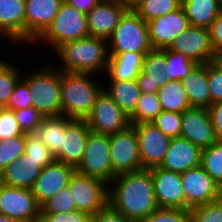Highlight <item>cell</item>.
Wrapping results in <instances>:
<instances>
[{"instance_id": "8d00e7d4", "label": "cell", "mask_w": 222, "mask_h": 222, "mask_svg": "<svg viewBox=\"0 0 222 222\" xmlns=\"http://www.w3.org/2000/svg\"><path fill=\"white\" fill-rule=\"evenodd\" d=\"M26 134L0 141V172L25 151Z\"/></svg>"}, {"instance_id": "e0dca14e", "label": "cell", "mask_w": 222, "mask_h": 222, "mask_svg": "<svg viewBox=\"0 0 222 222\" xmlns=\"http://www.w3.org/2000/svg\"><path fill=\"white\" fill-rule=\"evenodd\" d=\"M64 0H25V43L32 44L52 23Z\"/></svg>"}, {"instance_id": "f907efd6", "label": "cell", "mask_w": 222, "mask_h": 222, "mask_svg": "<svg viewBox=\"0 0 222 222\" xmlns=\"http://www.w3.org/2000/svg\"><path fill=\"white\" fill-rule=\"evenodd\" d=\"M217 142H222V101L213 103L208 108Z\"/></svg>"}, {"instance_id": "ffe728a7", "label": "cell", "mask_w": 222, "mask_h": 222, "mask_svg": "<svg viewBox=\"0 0 222 222\" xmlns=\"http://www.w3.org/2000/svg\"><path fill=\"white\" fill-rule=\"evenodd\" d=\"M128 9L114 0L101 1L86 14L89 35L108 40Z\"/></svg>"}, {"instance_id": "52a82bcc", "label": "cell", "mask_w": 222, "mask_h": 222, "mask_svg": "<svg viewBox=\"0 0 222 222\" xmlns=\"http://www.w3.org/2000/svg\"><path fill=\"white\" fill-rule=\"evenodd\" d=\"M76 210L94 216L108 205V184L75 170L68 184Z\"/></svg>"}, {"instance_id": "f35d334b", "label": "cell", "mask_w": 222, "mask_h": 222, "mask_svg": "<svg viewBox=\"0 0 222 222\" xmlns=\"http://www.w3.org/2000/svg\"><path fill=\"white\" fill-rule=\"evenodd\" d=\"M76 210V205L69 187L61 189L41 206V213H69Z\"/></svg>"}, {"instance_id": "30bf717a", "label": "cell", "mask_w": 222, "mask_h": 222, "mask_svg": "<svg viewBox=\"0 0 222 222\" xmlns=\"http://www.w3.org/2000/svg\"><path fill=\"white\" fill-rule=\"evenodd\" d=\"M85 120L92 132L109 136L131 125L129 116L104 89L98 95L91 114Z\"/></svg>"}, {"instance_id": "f6af8a7d", "label": "cell", "mask_w": 222, "mask_h": 222, "mask_svg": "<svg viewBox=\"0 0 222 222\" xmlns=\"http://www.w3.org/2000/svg\"><path fill=\"white\" fill-rule=\"evenodd\" d=\"M31 98L32 96L30 94L28 84L21 78L16 83L15 89L5 107L13 111L31 107Z\"/></svg>"}, {"instance_id": "1f68e13d", "label": "cell", "mask_w": 222, "mask_h": 222, "mask_svg": "<svg viewBox=\"0 0 222 222\" xmlns=\"http://www.w3.org/2000/svg\"><path fill=\"white\" fill-rule=\"evenodd\" d=\"M182 5V0H138L132 9L145 21L175 11Z\"/></svg>"}, {"instance_id": "db71d44e", "label": "cell", "mask_w": 222, "mask_h": 222, "mask_svg": "<svg viewBox=\"0 0 222 222\" xmlns=\"http://www.w3.org/2000/svg\"><path fill=\"white\" fill-rule=\"evenodd\" d=\"M114 1L123 4L128 8H132L138 2V0H114Z\"/></svg>"}, {"instance_id": "ee69618b", "label": "cell", "mask_w": 222, "mask_h": 222, "mask_svg": "<svg viewBox=\"0 0 222 222\" xmlns=\"http://www.w3.org/2000/svg\"><path fill=\"white\" fill-rule=\"evenodd\" d=\"M18 125L24 134H32L40 125L43 116L33 106L14 110Z\"/></svg>"}, {"instance_id": "8992f818", "label": "cell", "mask_w": 222, "mask_h": 222, "mask_svg": "<svg viewBox=\"0 0 222 222\" xmlns=\"http://www.w3.org/2000/svg\"><path fill=\"white\" fill-rule=\"evenodd\" d=\"M87 16L65 1L47 29L34 41L50 45L52 51L65 42L88 37Z\"/></svg>"}, {"instance_id": "e575fe53", "label": "cell", "mask_w": 222, "mask_h": 222, "mask_svg": "<svg viewBox=\"0 0 222 222\" xmlns=\"http://www.w3.org/2000/svg\"><path fill=\"white\" fill-rule=\"evenodd\" d=\"M165 74L170 80H184L186 76L197 65L189 60L184 54L171 51L166 48Z\"/></svg>"}, {"instance_id": "7dc6e473", "label": "cell", "mask_w": 222, "mask_h": 222, "mask_svg": "<svg viewBox=\"0 0 222 222\" xmlns=\"http://www.w3.org/2000/svg\"><path fill=\"white\" fill-rule=\"evenodd\" d=\"M92 216L78 210L69 213H40L39 222H91Z\"/></svg>"}, {"instance_id": "f1b7e54d", "label": "cell", "mask_w": 222, "mask_h": 222, "mask_svg": "<svg viewBox=\"0 0 222 222\" xmlns=\"http://www.w3.org/2000/svg\"><path fill=\"white\" fill-rule=\"evenodd\" d=\"M181 6L189 24L203 28H209L222 12L220 0H182Z\"/></svg>"}, {"instance_id": "d4e9b609", "label": "cell", "mask_w": 222, "mask_h": 222, "mask_svg": "<svg viewBox=\"0 0 222 222\" xmlns=\"http://www.w3.org/2000/svg\"><path fill=\"white\" fill-rule=\"evenodd\" d=\"M45 166L42 161H33L26 154H23L0 172V183L7 186L32 189Z\"/></svg>"}, {"instance_id": "7402d4cb", "label": "cell", "mask_w": 222, "mask_h": 222, "mask_svg": "<svg viewBox=\"0 0 222 222\" xmlns=\"http://www.w3.org/2000/svg\"><path fill=\"white\" fill-rule=\"evenodd\" d=\"M202 149L182 137L171 138L167 153L159 166L182 174L201 165Z\"/></svg>"}, {"instance_id": "11a10c76", "label": "cell", "mask_w": 222, "mask_h": 222, "mask_svg": "<svg viewBox=\"0 0 222 222\" xmlns=\"http://www.w3.org/2000/svg\"><path fill=\"white\" fill-rule=\"evenodd\" d=\"M0 222H19V221L14 220L11 217L6 216L4 214H0Z\"/></svg>"}, {"instance_id": "8fae6325", "label": "cell", "mask_w": 222, "mask_h": 222, "mask_svg": "<svg viewBox=\"0 0 222 222\" xmlns=\"http://www.w3.org/2000/svg\"><path fill=\"white\" fill-rule=\"evenodd\" d=\"M41 206L31 189L0 183V214L19 222H39Z\"/></svg>"}, {"instance_id": "816d5d0a", "label": "cell", "mask_w": 222, "mask_h": 222, "mask_svg": "<svg viewBox=\"0 0 222 222\" xmlns=\"http://www.w3.org/2000/svg\"><path fill=\"white\" fill-rule=\"evenodd\" d=\"M70 6L75 7L85 15L91 11L101 0H64Z\"/></svg>"}, {"instance_id": "484cf974", "label": "cell", "mask_w": 222, "mask_h": 222, "mask_svg": "<svg viewBox=\"0 0 222 222\" xmlns=\"http://www.w3.org/2000/svg\"><path fill=\"white\" fill-rule=\"evenodd\" d=\"M106 74L109 80H136L142 70L145 54L140 52H124L108 54Z\"/></svg>"}, {"instance_id": "44dd1931", "label": "cell", "mask_w": 222, "mask_h": 222, "mask_svg": "<svg viewBox=\"0 0 222 222\" xmlns=\"http://www.w3.org/2000/svg\"><path fill=\"white\" fill-rule=\"evenodd\" d=\"M90 132L86 120L74 119L66 127L62 149L55 155V160L76 169L82 162Z\"/></svg>"}, {"instance_id": "d6986e66", "label": "cell", "mask_w": 222, "mask_h": 222, "mask_svg": "<svg viewBox=\"0 0 222 222\" xmlns=\"http://www.w3.org/2000/svg\"><path fill=\"white\" fill-rule=\"evenodd\" d=\"M149 170L153 178L158 206L185 209V195L181 175L160 167H154Z\"/></svg>"}, {"instance_id": "6da1fadb", "label": "cell", "mask_w": 222, "mask_h": 222, "mask_svg": "<svg viewBox=\"0 0 222 222\" xmlns=\"http://www.w3.org/2000/svg\"><path fill=\"white\" fill-rule=\"evenodd\" d=\"M108 186V205L133 222H141L159 207L148 169L116 175Z\"/></svg>"}, {"instance_id": "603a6c76", "label": "cell", "mask_w": 222, "mask_h": 222, "mask_svg": "<svg viewBox=\"0 0 222 222\" xmlns=\"http://www.w3.org/2000/svg\"><path fill=\"white\" fill-rule=\"evenodd\" d=\"M166 48L152 49L144 55L142 70L137 77L142 93L157 94L169 80L165 74Z\"/></svg>"}, {"instance_id": "5b68a950", "label": "cell", "mask_w": 222, "mask_h": 222, "mask_svg": "<svg viewBox=\"0 0 222 222\" xmlns=\"http://www.w3.org/2000/svg\"><path fill=\"white\" fill-rule=\"evenodd\" d=\"M107 46L108 54L124 52L146 54L153 49L149 41L147 22L129 8L107 40Z\"/></svg>"}, {"instance_id": "5bb4252c", "label": "cell", "mask_w": 222, "mask_h": 222, "mask_svg": "<svg viewBox=\"0 0 222 222\" xmlns=\"http://www.w3.org/2000/svg\"><path fill=\"white\" fill-rule=\"evenodd\" d=\"M138 138L142 169L159 167L167 153L171 138L152 123L133 125Z\"/></svg>"}, {"instance_id": "f546056e", "label": "cell", "mask_w": 222, "mask_h": 222, "mask_svg": "<svg viewBox=\"0 0 222 222\" xmlns=\"http://www.w3.org/2000/svg\"><path fill=\"white\" fill-rule=\"evenodd\" d=\"M109 81V89L108 87H104L105 92L130 116L135 111L142 94L137 80Z\"/></svg>"}, {"instance_id": "836d02e7", "label": "cell", "mask_w": 222, "mask_h": 222, "mask_svg": "<svg viewBox=\"0 0 222 222\" xmlns=\"http://www.w3.org/2000/svg\"><path fill=\"white\" fill-rule=\"evenodd\" d=\"M200 166L222 188V142H215L202 149Z\"/></svg>"}, {"instance_id": "ba28073f", "label": "cell", "mask_w": 222, "mask_h": 222, "mask_svg": "<svg viewBox=\"0 0 222 222\" xmlns=\"http://www.w3.org/2000/svg\"><path fill=\"white\" fill-rule=\"evenodd\" d=\"M89 177L98 178L106 184L113 180V170L110 161L109 135L90 132L82 162L75 169Z\"/></svg>"}, {"instance_id": "7c38bea8", "label": "cell", "mask_w": 222, "mask_h": 222, "mask_svg": "<svg viewBox=\"0 0 222 222\" xmlns=\"http://www.w3.org/2000/svg\"><path fill=\"white\" fill-rule=\"evenodd\" d=\"M180 175L185 195V210L222 197L221 186L201 166L188 169Z\"/></svg>"}, {"instance_id": "d590c367", "label": "cell", "mask_w": 222, "mask_h": 222, "mask_svg": "<svg viewBox=\"0 0 222 222\" xmlns=\"http://www.w3.org/2000/svg\"><path fill=\"white\" fill-rule=\"evenodd\" d=\"M11 62L0 59V106L5 107L15 89L16 83L22 78L21 71ZM18 71V72H17Z\"/></svg>"}, {"instance_id": "7bdbcfd3", "label": "cell", "mask_w": 222, "mask_h": 222, "mask_svg": "<svg viewBox=\"0 0 222 222\" xmlns=\"http://www.w3.org/2000/svg\"><path fill=\"white\" fill-rule=\"evenodd\" d=\"M23 134L24 133L18 125L14 111L2 107L0 109V141L15 138Z\"/></svg>"}, {"instance_id": "60d3db41", "label": "cell", "mask_w": 222, "mask_h": 222, "mask_svg": "<svg viewBox=\"0 0 222 222\" xmlns=\"http://www.w3.org/2000/svg\"><path fill=\"white\" fill-rule=\"evenodd\" d=\"M24 154L33 161H42L46 166L55 161V156L48 147L33 133L26 134Z\"/></svg>"}, {"instance_id": "277c9868", "label": "cell", "mask_w": 222, "mask_h": 222, "mask_svg": "<svg viewBox=\"0 0 222 222\" xmlns=\"http://www.w3.org/2000/svg\"><path fill=\"white\" fill-rule=\"evenodd\" d=\"M41 68L22 76V79L28 84L32 96V106L43 117L60 116V70L56 68V64L55 66L48 64Z\"/></svg>"}, {"instance_id": "bcb514c9", "label": "cell", "mask_w": 222, "mask_h": 222, "mask_svg": "<svg viewBox=\"0 0 222 222\" xmlns=\"http://www.w3.org/2000/svg\"><path fill=\"white\" fill-rule=\"evenodd\" d=\"M207 79L212 103L222 101V71L212 62L207 63Z\"/></svg>"}, {"instance_id": "2e32d148", "label": "cell", "mask_w": 222, "mask_h": 222, "mask_svg": "<svg viewBox=\"0 0 222 222\" xmlns=\"http://www.w3.org/2000/svg\"><path fill=\"white\" fill-rule=\"evenodd\" d=\"M149 41L153 49L168 48L172 41L190 26L182 6L173 12L147 22Z\"/></svg>"}, {"instance_id": "4dcf8cb0", "label": "cell", "mask_w": 222, "mask_h": 222, "mask_svg": "<svg viewBox=\"0 0 222 222\" xmlns=\"http://www.w3.org/2000/svg\"><path fill=\"white\" fill-rule=\"evenodd\" d=\"M162 111L183 113L190 109L186 91L181 80H170L157 92Z\"/></svg>"}, {"instance_id": "9c48e42d", "label": "cell", "mask_w": 222, "mask_h": 222, "mask_svg": "<svg viewBox=\"0 0 222 222\" xmlns=\"http://www.w3.org/2000/svg\"><path fill=\"white\" fill-rule=\"evenodd\" d=\"M113 179L116 175L142 170L138 138L133 125L109 136Z\"/></svg>"}, {"instance_id": "3957f363", "label": "cell", "mask_w": 222, "mask_h": 222, "mask_svg": "<svg viewBox=\"0 0 222 222\" xmlns=\"http://www.w3.org/2000/svg\"><path fill=\"white\" fill-rule=\"evenodd\" d=\"M60 58L61 71L77 73H97L105 70L108 63L107 40L88 36L80 40L68 41L54 50Z\"/></svg>"}, {"instance_id": "b9f144b4", "label": "cell", "mask_w": 222, "mask_h": 222, "mask_svg": "<svg viewBox=\"0 0 222 222\" xmlns=\"http://www.w3.org/2000/svg\"><path fill=\"white\" fill-rule=\"evenodd\" d=\"M141 222H190V211L180 208L158 207Z\"/></svg>"}, {"instance_id": "ac0fdd59", "label": "cell", "mask_w": 222, "mask_h": 222, "mask_svg": "<svg viewBox=\"0 0 222 222\" xmlns=\"http://www.w3.org/2000/svg\"><path fill=\"white\" fill-rule=\"evenodd\" d=\"M74 172V167L56 160L45 166L31 189L38 204L42 206L61 189L68 187Z\"/></svg>"}, {"instance_id": "c3c4849f", "label": "cell", "mask_w": 222, "mask_h": 222, "mask_svg": "<svg viewBox=\"0 0 222 222\" xmlns=\"http://www.w3.org/2000/svg\"><path fill=\"white\" fill-rule=\"evenodd\" d=\"M91 222H133L123 214L115 211L109 205L97 212Z\"/></svg>"}, {"instance_id": "cb8c5ba5", "label": "cell", "mask_w": 222, "mask_h": 222, "mask_svg": "<svg viewBox=\"0 0 222 222\" xmlns=\"http://www.w3.org/2000/svg\"><path fill=\"white\" fill-rule=\"evenodd\" d=\"M0 35L25 43V0H0Z\"/></svg>"}, {"instance_id": "4fadbf2b", "label": "cell", "mask_w": 222, "mask_h": 222, "mask_svg": "<svg viewBox=\"0 0 222 222\" xmlns=\"http://www.w3.org/2000/svg\"><path fill=\"white\" fill-rule=\"evenodd\" d=\"M167 49L184 54L196 64L212 62L215 54L208 28L192 25L181 32Z\"/></svg>"}, {"instance_id": "ab89813d", "label": "cell", "mask_w": 222, "mask_h": 222, "mask_svg": "<svg viewBox=\"0 0 222 222\" xmlns=\"http://www.w3.org/2000/svg\"><path fill=\"white\" fill-rule=\"evenodd\" d=\"M161 132L170 138L181 136L182 113L162 111L152 122Z\"/></svg>"}, {"instance_id": "7a4b0ae2", "label": "cell", "mask_w": 222, "mask_h": 222, "mask_svg": "<svg viewBox=\"0 0 222 222\" xmlns=\"http://www.w3.org/2000/svg\"><path fill=\"white\" fill-rule=\"evenodd\" d=\"M93 75L60 70L61 115L85 120L91 114L98 95L104 89L102 84L96 83Z\"/></svg>"}, {"instance_id": "4316f807", "label": "cell", "mask_w": 222, "mask_h": 222, "mask_svg": "<svg viewBox=\"0 0 222 222\" xmlns=\"http://www.w3.org/2000/svg\"><path fill=\"white\" fill-rule=\"evenodd\" d=\"M182 83L191 107L209 108L213 104L209 93L207 64H197Z\"/></svg>"}, {"instance_id": "9a60e30c", "label": "cell", "mask_w": 222, "mask_h": 222, "mask_svg": "<svg viewBox=\"0 0 222 222\" xmlns=\"http://www.w3.org/2000/svg\"><path fill=\"white\" fill-rule=\"evenodd\" d=\"M180 137L201 149L217 142L208 108L191 107L182 113Z\"/></svg>"}, {"instance_id": "83f0119b", "label": "cell", "mask_w": 222, "mask_h": 222, "mask_svg": "<svg viewBox=\"0 0 222 222\" xmlns=\"http://www.w3.org/2000/svg\"><path fill=\"white\" fill-rule=\"evenodd\" d=\"M74 119L66 116L43 117L40 125L33 133L36 135L55 156L62 149L63 135L66 127Z\"/></svg>"}, {"instance_id": "681fc988", "label": "cell", "mask_w": 222, "mask_h": 222, "mask_svg": "<svg viewBox=\"0 0 222 222\" xmlns=\"http://www.w3.org/2000/svg\"><path fill=\"white\" fill-rule=\"evenodd\" d=\"M210 43L214 52L222 51V12L208 28Z\"/></svg>"}, {"instance_id": "74e56055", "label": "cell", "mask_w": 222, "mask_h": 222, "mask_svg": "<svg viewBox=\"0 0 222 222\" xmlns=\"http://www.w3.org/2000/svg\"><path fill=\"white\" fill-rule=\"evenodd\" d=\"M190 222H222V197L189 209Z\"/></svg>"}, {"instance_id": "d6a6232c", "label": "cell", "mask_w": 222, "mask_h": 222, "mask_svg": "<svg viewBox=\"0 0 222 222\" xmlns=\"http://www.w3.org/2000/svg\"><path fill=\"white\" fill-rule=\"evenodd\" d=\"M162 112L157 94L142 93L135 111L129 116L131 125L152 123Z\"/></svg>"}, {"instance_id": "f5cc1de1", "label": "cell", "mask_w": 222, "mask_h": 222, "mask_svg": "<svg viewBox=\"0 0 222 222\" xmlns=\"http://www.w3.org/2000/svg\"><path fill=\"white\" fill-rule=\"evenodd\" d=\"M212 63L222 71V51L215 52Z\"/></svg>"}]
</instances>
